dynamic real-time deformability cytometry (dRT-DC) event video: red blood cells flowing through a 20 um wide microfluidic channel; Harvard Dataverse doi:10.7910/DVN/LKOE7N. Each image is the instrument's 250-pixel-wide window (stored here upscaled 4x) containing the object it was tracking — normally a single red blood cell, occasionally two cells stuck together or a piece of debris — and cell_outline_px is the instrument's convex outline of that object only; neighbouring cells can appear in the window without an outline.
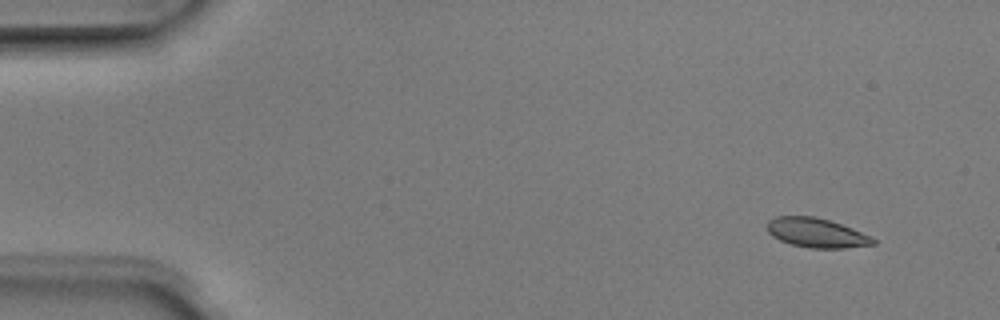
{"species": "Egyptian fruit bat (a non-hibernating species)", "species_latin": "Rousettus aegyptiacus", "temperature_condition": "room temperature", "stored_images_in_passage": 4, "camera_frame_rate_fps": 3000, "um_per_image_px": 0.085, "animal": {"sex": "male"}, "frame": {"image": 1, "passage_image": 1, "time_ms": 0.0, "image_size_px": [1000, 320], "cell_outline_px": [[876, 244], [844, 248], [808, 248], [792, 244], [780, 240], [772, 236], [768, 232], [768, 220], [776, 216], [816, 216], [852, 228], [872, 236], [876, 240]], "centroid_in_image_um": [69.42, 19.79], "position_along_channel_um": 15.6, "area_um2": 18.15}}
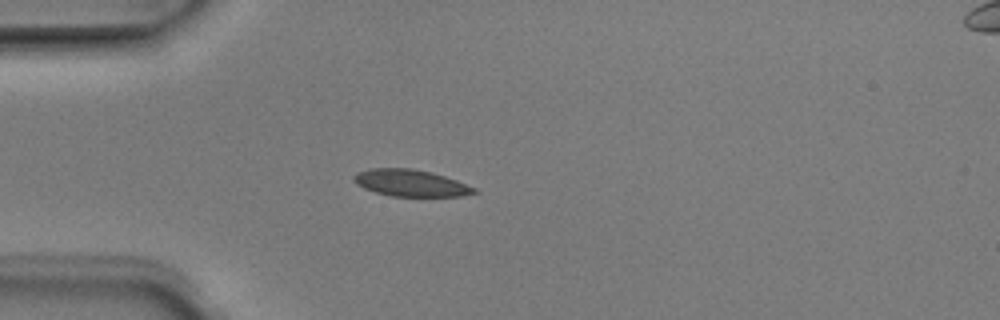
{"frame": {"image": 2, "passage_image": 4, "time_ms": 1.0, "image_size_px": [1000, 320], "cell_outline_px": [[480, 192], [460, 196], [392, 196], [376, 192], [364, 188], [356, 184], [352, 180], [352, 176], [356, 172], [372, 168], [412, 168], [432, 172], [456, 180], [476, 188]], "centroid_in_image_um": [34.89, 15.55], "position_along_channel_um": 50.1, "area_um2": 18.84}}